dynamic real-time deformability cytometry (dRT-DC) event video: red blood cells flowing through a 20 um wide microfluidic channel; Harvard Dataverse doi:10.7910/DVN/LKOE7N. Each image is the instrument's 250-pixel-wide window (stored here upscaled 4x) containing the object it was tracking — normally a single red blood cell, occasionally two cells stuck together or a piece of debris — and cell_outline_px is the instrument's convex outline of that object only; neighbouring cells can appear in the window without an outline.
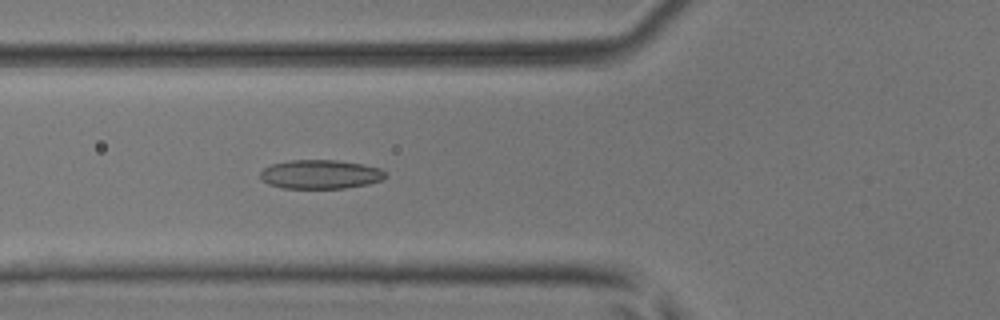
{"species": "common noctule bat (a hibernating species)", "species_latin": "Nyctalus noctula", "temperature_condition": "room temperature", "stored_images_in_passage": 51, "camera_frame_rate_fps": 3000, "um_per_image_px": 0.085, "animal": {"sex": "male", "body_mass_g": 17.9, "forearm_length_mm": 54.2}, "frame": {"image": 1, "passage_image": 20, "time_ms": 6.333, "image_size_px": [1000, 320], "cell_outline_px": [[388, 176], [380, 180], [368, 184], [344, 188], [284, 188], [268, 184], [260, 176], [260, 172], [264, 168], [272, 164], [288, 160], [336, 160], [364, 164], [380, 168], [388, 172]], "centroid_in_image_um": [27.27, 14.81], "position_along_channel_um": 98.5, "area_um2": 21.21}}
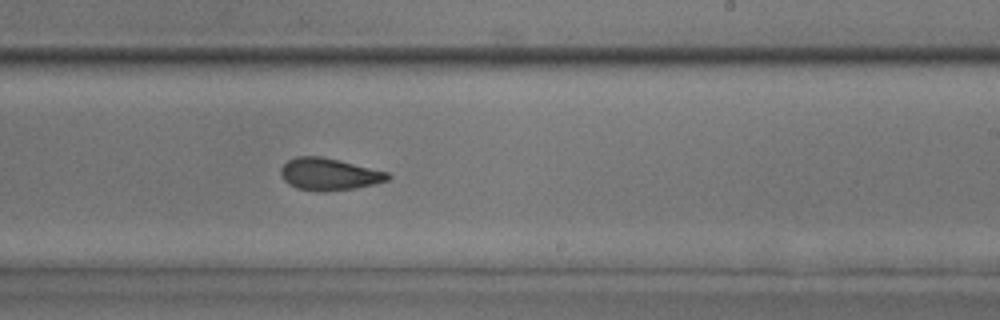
{"frame": {"image": 2, "passage_image": 32, "time_ms": 10.333, "image_size_px": [1000, 320], "cell_outline_px": [[392, 176], [388, 180], [356, 188], [316, 192], [296, 188], [288, 184], [280, 176], [280, 168], [288, 160], [296, 156], [320, 156], [340, 160], [388, 172]], "centroid_in_image_um": [27.94, 14.8], "position_along_channel_um": 261.1, "area_um2": 20.11}}
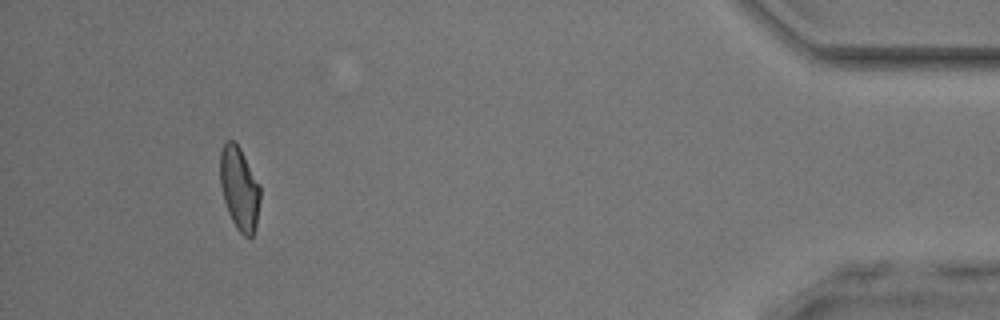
{"frame": {"image": 3, "passage_image": 48, "time_ms": 15.667, "image_size_px": [1000, 320], "cell_outline_px": [[260, 200], [256, 228], [252, 236], [244, 236], [236, 228], [228, 212], [224, 200], [220, 184], [220, 152], [224, 140], [232, 140], [240, 148], [260, 184]], "centroid_in_image_um": [20.35, 16.01], "position_along_channel_um": 414.9, "area_um2": 19.54}, "authors_computed_cell_mechanics": {"area_um2": 20.23, "velocity_mm_per_s": 4.0695, "shape_relaxation_time_tau1_ms": 7.2761, "shape_relaxation_time_tau2_ms": 1.9792, "deformation_change_tau1": 0.1803, "deformation_change_tau2": 0.0821}}